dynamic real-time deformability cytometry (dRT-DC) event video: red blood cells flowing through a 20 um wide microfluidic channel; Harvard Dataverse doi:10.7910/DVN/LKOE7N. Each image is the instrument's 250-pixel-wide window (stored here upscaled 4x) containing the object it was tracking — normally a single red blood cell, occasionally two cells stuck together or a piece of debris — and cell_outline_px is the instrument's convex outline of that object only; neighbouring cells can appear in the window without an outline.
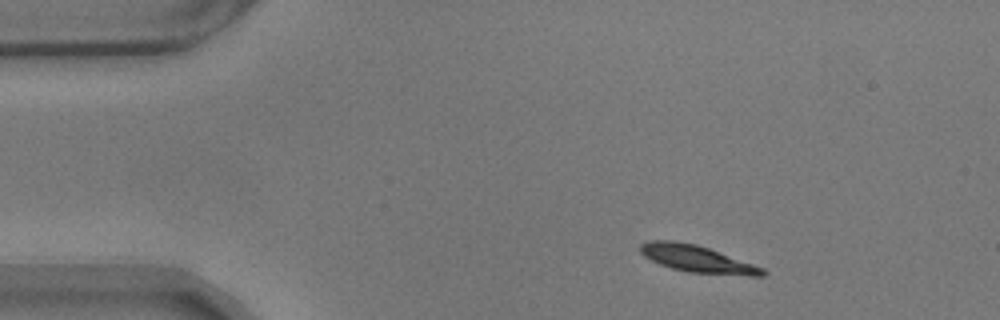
{"species": "common noctule bat (a hibernating species)", "species_latin": "Nyctalus noctula", "temperature_condition": "warm", "stored_images_in_passage": 50, "camera_frame_rate_fps": 3000, "um_per_image_px": 0.085, "animal": {"sex": "male", "body_mass_g": 17.9}, "frame": {"image": 1, "passage_image": 1, "time_ms": 0.0, "image_size_px": [1000, 320], "cell_outline_px": [[768, 272], [764, 276], [748, 276], [688, 272], [672, 268], [660, 264], [644, 256], [640, 252], [640, 244], [652, 240], [668, 240], [696, 244], [708, 248], [764, 268]], "centroid_in_image_um": [59.28, 22.02], "position_along_channel_um": 25.7, "area_um2": 19.07}}
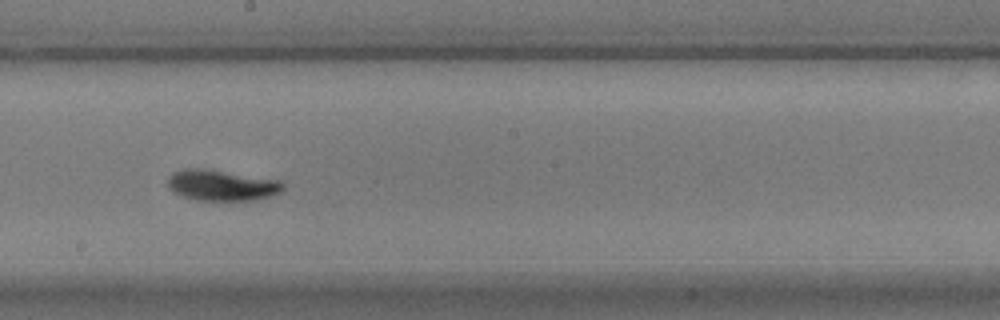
{"frame": {"image": 2, "passage_image": 24, "time_ms": 7.667, "image_size_px": [1000, 320], "cell_outline_px": [[284, 188], [280, 192], [256, 200], [196, 200], [172, 192], [168, 188], [168, 176], [172, 172], [184, 168], [200, 168], [280, 180], [284, 184]], "centroid_in_image_um": [18.8, 15.74], "position_along_channel_um": 229.4, "area_um2": 20.63}}
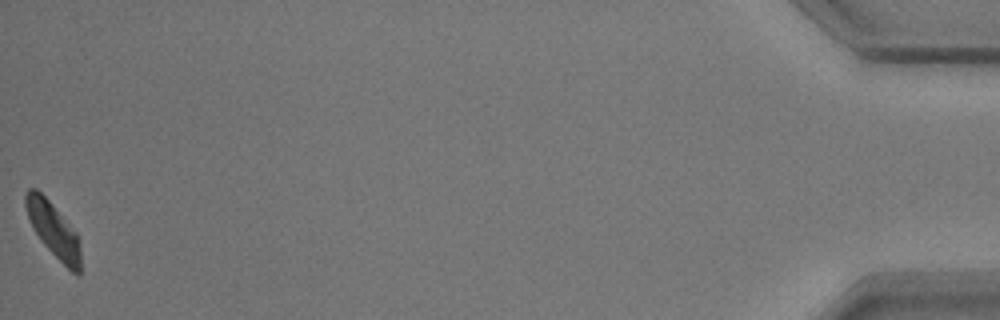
{"frame": {"image": 3, "passage_image": 50, "time_ms": 16.333, "image_size_px": [1000, 320], "cell_outline_px": [[80, 276], [76, 276], [44, 244], [36, 232], [28, 216], [24, 204], [24, 196], [28, 188], [36, 188], [48, 200], [76, 232], [80, 240]], "centroid_in_image_um": [4.55, 19.53], "position_along_channel_um": 430.6, "area_um2": 17.11}, "authors_computed_cell_mechanics": {"area_um2": 19.0451, "velocity_mm_per_s": 3.4658, "shape_relaxation_time_tau1_ms": 3.1403, "shape_relaxation_time_tau2_ms": 2.3475, "deformation_change_tau1": 0.14, "deformation_change_tau2": 0.0476}}